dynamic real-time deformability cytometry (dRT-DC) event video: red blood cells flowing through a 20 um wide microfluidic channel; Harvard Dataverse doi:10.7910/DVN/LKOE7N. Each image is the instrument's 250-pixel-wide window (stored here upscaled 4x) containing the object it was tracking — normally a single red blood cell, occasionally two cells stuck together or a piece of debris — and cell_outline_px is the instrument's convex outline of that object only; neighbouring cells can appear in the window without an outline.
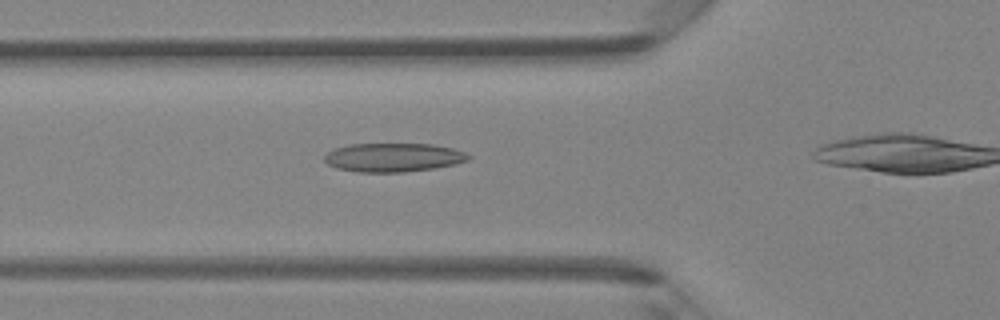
{"species": "Egyptian fruit bat (a non-hibernating species)", "species_latin": "Rousettus aegyptiacus", "temperature_condition": "room temperature", "stored_images_in_passage": 17, "camera_frame_rate_fps": 3000, "um_per_image_px": 0.085, "animal": {"sex": "female"}, "frame": {"image": 1, "passage_image": 10, "time_ms": 3.0, "image_size_px": [1000, 320], "cell_outline_px": [[472, 156], [468, 160], [456, 164], [432, 168], [404, 172], [360, 172], [336, 168], [328, 164], [324, 160], [324, 156], [328, 152], [336, 148], [348, 144], [432, 144], [452, 148], [464, 152]], "centroid_in_image_um": [33.43, 13.38], "position_along_channel_um": 92.4, "area_um2": 24.04}}
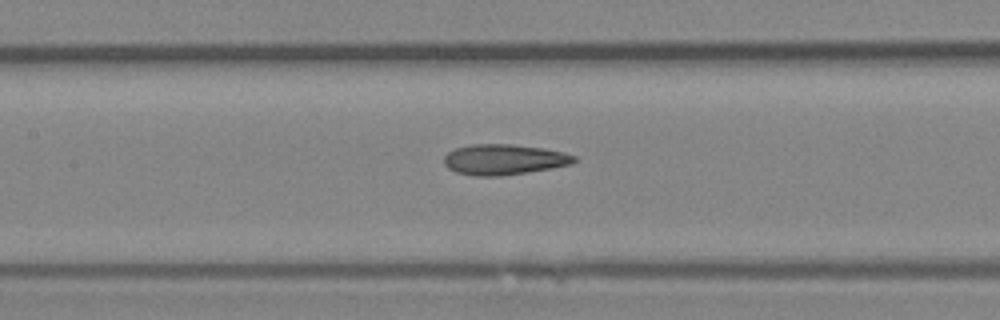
{"frame": {"image": 2, "passage_image": 15, "time_ms": 4.667, "image_size_px": [1000, 320], "cell_outline_px": [[576, 160], [572, 164], [552, 168], [500, 176], [476, 176], [456, 172], [448, 168], [444, 164], [444, 156], [448, 152], [456, 148], [472, 144], [512, 144], [544, 148], [564, 152], [576, 156]], "centroid_in_image_um": [42.84, 13.55], "position_along_channel_um": 164.6, "area_um2": 23.18}}